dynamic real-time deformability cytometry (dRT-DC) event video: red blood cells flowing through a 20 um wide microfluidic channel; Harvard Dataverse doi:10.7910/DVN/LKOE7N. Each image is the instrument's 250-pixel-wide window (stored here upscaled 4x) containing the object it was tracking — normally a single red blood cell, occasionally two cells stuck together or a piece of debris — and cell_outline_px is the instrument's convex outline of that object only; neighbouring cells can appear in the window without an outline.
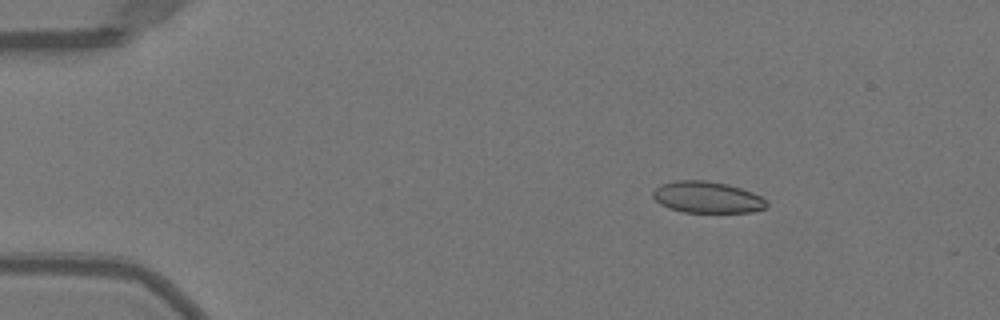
{"species": "Egyptian fruit bat (a non-hibernating species)", "species_latin": "Rousettus aegyptiacus", "temperature_condition": "warm", "stored_images_in_passage": 8, "camera_frame_rate_fps": 3000, "um_per_image_px": 0.085, "animal": {"sex": "female"}, "frame": {"image": 1, "passage_image": 1, "time_ms": 0.0, "image_size_px": [1000, 320], "cell_outline_px": [[768, 208], [752, 212], [684, 212], [668, 208], [660, 204], [652, 196], [652, 192], [660, 184], [676, 180], [704, 180], [728, 184], [752, 192], [760, 196], [768, 204]], "centroid_in_image_um": [60.1, 16.77], "position_along_channel_um": 24.9, "area_um2": 20.92}}